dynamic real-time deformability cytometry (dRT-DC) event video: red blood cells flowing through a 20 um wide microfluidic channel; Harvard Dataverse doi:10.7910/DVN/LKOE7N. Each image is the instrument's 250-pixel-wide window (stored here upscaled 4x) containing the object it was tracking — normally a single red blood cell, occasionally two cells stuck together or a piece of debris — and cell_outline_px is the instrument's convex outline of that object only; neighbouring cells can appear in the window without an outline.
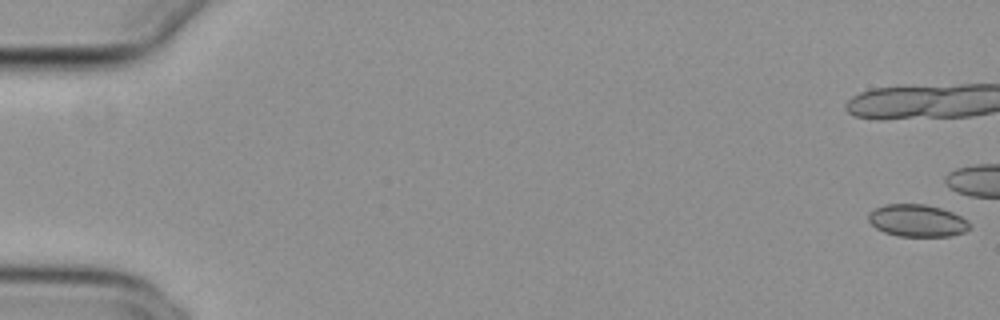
{"species": "common noctule bat (a hibernating species)", "species_latin": "Nyctalus noctula", "temperature_condition": "cold", "stored_images_in_passage": 21, "camera_frame_rate_fps": 3000, "um_per_image_px": 0.085, "animal": {"sex": "female", "body_mass_g": 29.2, "forearm_length_mm": 56.3}, "frame": {"image": 1, "passage_image": 1, "time_ms": 0.0, "image_size_px": [1000, 320], "cell_outline_px": [[972, 228], [964, 232], [948, 236], [896, 236], [884, 232], [876, 228], [868, 220], [868, 212], [884, 204], [924, 204], [940, 208], [952, 212], [968, 220]], "centroid_in_image_um": [77.96, 18.75], "position_along_channel_um": 7.0, "area_um2": 19.07}}